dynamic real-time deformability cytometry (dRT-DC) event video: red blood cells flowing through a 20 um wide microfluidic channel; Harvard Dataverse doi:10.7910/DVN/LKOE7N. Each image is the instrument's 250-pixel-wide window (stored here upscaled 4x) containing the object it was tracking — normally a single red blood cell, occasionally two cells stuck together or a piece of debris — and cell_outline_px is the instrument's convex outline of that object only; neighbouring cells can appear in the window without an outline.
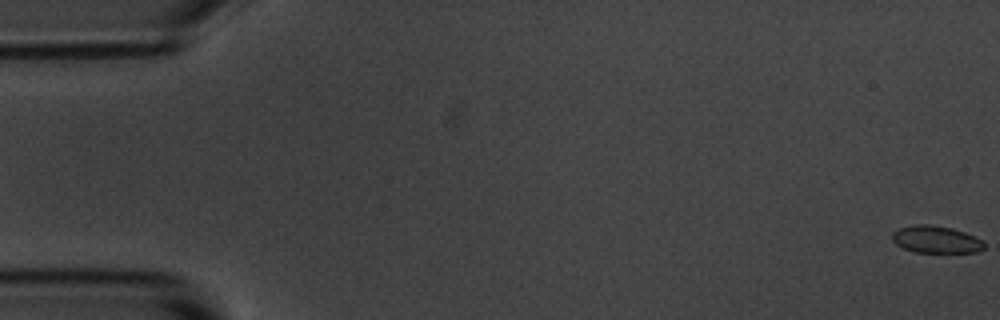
{"species": "common noctule bat (a hibernating species)", "species_latin": "Nyctalus noctula", "temperature_condition": "room temperature", "stored_images_in_passage": 4, "camera_frame_rate_fps": 3000, "um_per_image_px": 0.085, "animal": {"sex": "male", "body_mass_g": 20.1, "forearm_length_mm": 53.5}, "frame": {"image": 1, "passage_image": 1, "time_ms": 0.0, "image_size_px": [1000, 320], "cell_outline_px": [[984, 248], [976, 252], [916, 252], [904, 248], [896, 244], [892, 240], [892, 232], [900, 228], [916, 224], [928, 224], [952, 228], [964, 232], [980, 240], [984, 244]], "centroid_in_image_um": [79.52, 20.35], "position_along_channel_um": 5.5, "area_um2": 14.33}}